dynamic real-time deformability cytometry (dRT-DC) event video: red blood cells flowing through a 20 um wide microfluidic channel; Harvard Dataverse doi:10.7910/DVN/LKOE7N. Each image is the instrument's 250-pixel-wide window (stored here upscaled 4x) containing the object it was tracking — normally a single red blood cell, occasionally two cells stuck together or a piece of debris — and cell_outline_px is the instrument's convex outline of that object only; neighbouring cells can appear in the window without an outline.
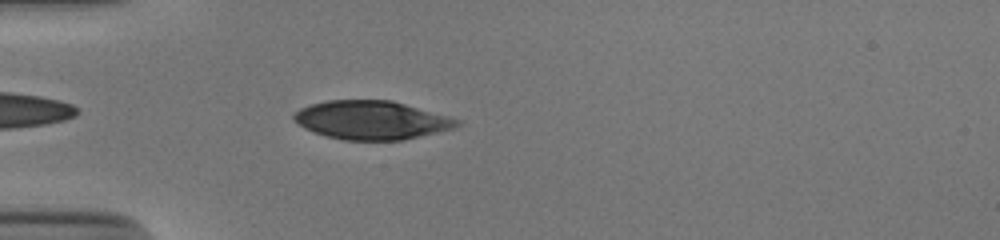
{"species": "human", "species_latin": "Homo sapiens", "temperature_condition": "cold", "stored_images_in_passage": 40, "camera_frame_rate_fps": 3000, "um_per_image_px": 0.085, "donor": {"sex": "male"}, "frame": {"image": 1, "passage_image": 3, "time_ms": 0.667, "image_size_px": [1000, 240], "cell_outline_px": [[460, 124], [456, 128], [400, 140], [344, 140], [328, 136], [304, 128], [292, 120], [292, 116], [300, 108], [312, 104], [328, 100], [392, 100], [448, 116], [460, 120]], "centroid_in_image_um": [31.57, 10.2], "position_along_channel_um": 53.4, "area_um2": 36.47}}
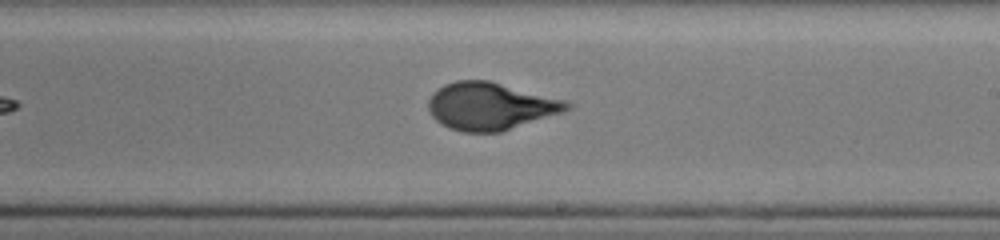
{"frame": {"image": 2, "passage_image": 19, "time_ms": 6.0, "image_size_px": [1000, 240], "cell_outline_px": [[572, 108], [500, 132], [464, 132], [448, 128], [436, 120], [432, 116], [428, 108], [428, 100], [432, 92], [436, 88], [444, 84], [456, 80], [488, 80], [564, 100], [572, 104]], "centroid_in_image_um": [41.61, 9.01], "position_along_channel_um": 247.4, "area_um2": 37.92}}
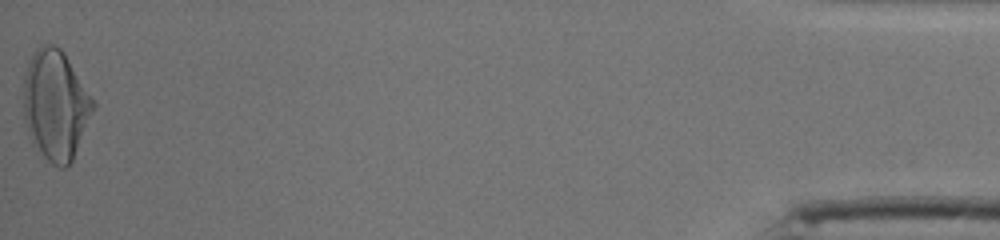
{"frame": {"image": 3, "passage_image": 40, "time_ms": 13.0, "image_size_px": [1000, 240], "cell_outline_px": [[96, 104], [72, 160], [64, 168], [60, 168], [52, 164], [36, 152], [28, 136], [24, 120], [24, 76], [28, 64], [36, 48], [44, 44], [52, 44], [60, 48], [64, 52]], "centroid_in_image_um": [4.69, 8.96], "position_along_channel_um": 430.5, "area_um2": 44.51}, "authors_computed_cell_mechanics": {"area_um2": 37.859, "velocity_mm_per_s": 3.88, "shape_relaxation_time_tau1_ms": 6.1883, "shape_relaxation_time_tau2_ms": null, "deformation_change_tau1": 0.2356, "deformation_change_tau2": null}}